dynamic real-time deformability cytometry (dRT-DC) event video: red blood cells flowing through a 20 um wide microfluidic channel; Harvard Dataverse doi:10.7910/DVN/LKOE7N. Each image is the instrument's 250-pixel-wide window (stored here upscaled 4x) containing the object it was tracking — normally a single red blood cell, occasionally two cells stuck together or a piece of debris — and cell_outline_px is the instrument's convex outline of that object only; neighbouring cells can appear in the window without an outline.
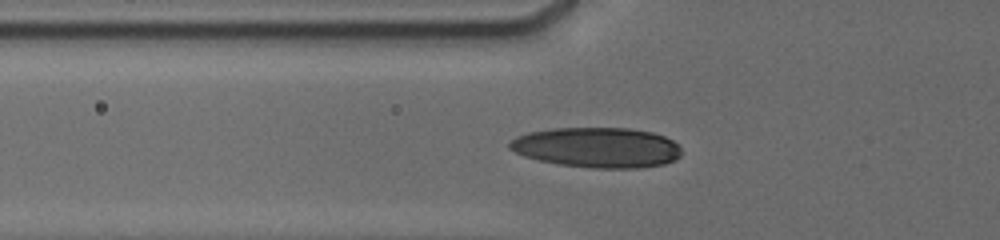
{"species": "human", "species_latin": "Homo sapiens", "temperature_condition": "cold", "stored_images_in_passage": 39, "camera_frame_rate_fps": 3000, "um_per_image_px": 0.085, "donor": {"sex": "male"}, "frame": {"image": 1, "passage_image": 33, "time_ms": 5.0, "image_size_px": [1000, 240], "cell_outline_px": [[680, 156], [676, 160], [664, 164], [636, 168], [592, 168], [560, 164], [540, 160], [524, 156], [508, 148], [508, 144], [516, 136], [528, 132], [552, 128], [628, 128], [652, 132], [664, 136], [672, 140], [680, 148]], "centroid_in_image_um": [50.75, 12.53], "position_along_channel_um": 75.0, "area_um2": 40.23}}